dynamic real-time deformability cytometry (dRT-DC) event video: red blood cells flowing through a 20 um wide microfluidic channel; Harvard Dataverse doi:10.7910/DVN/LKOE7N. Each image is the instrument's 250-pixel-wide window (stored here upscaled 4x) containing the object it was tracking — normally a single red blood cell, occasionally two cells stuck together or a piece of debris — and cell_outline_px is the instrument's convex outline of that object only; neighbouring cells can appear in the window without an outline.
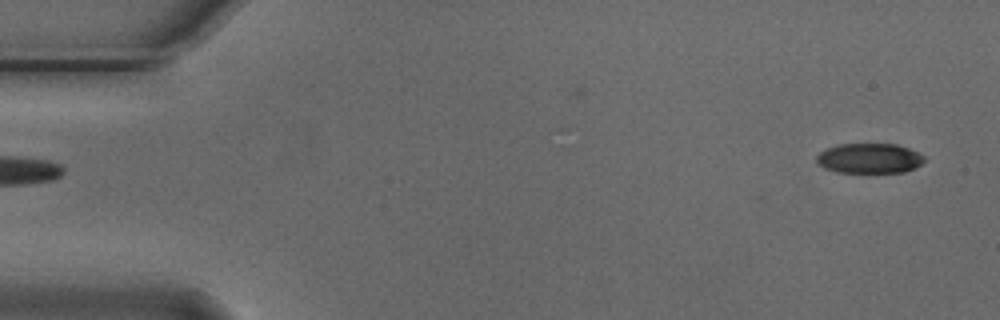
{"species": "Egyptian fruit bat (a non-hibernating species)", "species_latin": "Rousettus aegyptiacus", "temperature_condition": "cold", "stored_images_in_passage": 2, "camera_frame_rate_fps": 3000, "um_per_image_px": 0.085, "animal": {"sex": "male"}, "frame": {"image": 1, "passage_image": 2, "time_ms": 0.333, "image_size_px": [1000, 320], "cell_outline_px": [[924, 160], [916, 168], [904, 172], [836, 172], [824, 168], [816, 164], [816, 156], [824, 148], [840, 144], [896, 144], [908, 148], [924, 156]], "centroid_in_image_um": [73.85, 13.46], "position_along_channel_um": 11.2, "area_um2": 18.9}}